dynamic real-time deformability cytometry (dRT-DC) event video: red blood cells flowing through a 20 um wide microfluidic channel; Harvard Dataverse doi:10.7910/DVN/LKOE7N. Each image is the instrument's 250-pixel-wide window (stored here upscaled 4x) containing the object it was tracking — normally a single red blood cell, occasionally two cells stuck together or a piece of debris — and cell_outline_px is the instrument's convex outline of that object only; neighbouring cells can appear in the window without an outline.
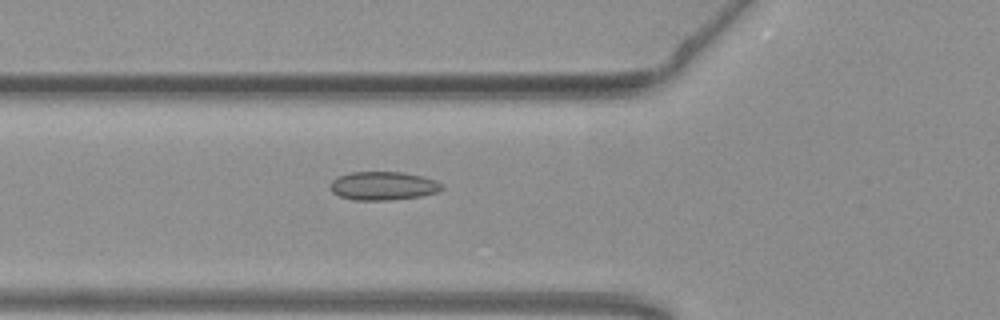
{"species": "common noctule bat (a hibernating species)", "species_latin": "Nyctalus noctula", "temperature_condition": "warm", "stored_images_in_passage": 55, "camera_frame_rate_fps": 3000, "um_per_image_px": 0.085, "animal": {"sex": "female", "body_mass_g": 19.3, "forearm_length_mm": 54.1}, "frame": {"image": 1, "passage_image": 20, "time_ms": 6.333, "image_size_px": [1000, 320], "cell_outline_px": [[444, 188], [440, 192], [420, 196], [392, 200], [352, 200], [340, 196], [332, 192], [332, 180], [336, 176], [352, 172], [404, 172], [436, 180], [444, 184]], "centroid_in_image_um": [32.61, 15.8], "position_along_channel_um": 93.2, "area_um2": 18.67}}
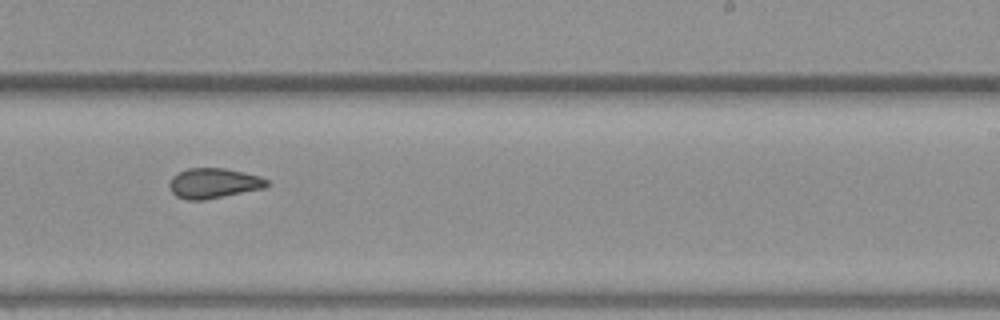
{"frame": {"image": 2, "passage_image": 34, "time_ms": 11.0, "image_size_px": [1000, 320], "cell_outline_px": [[268, 184], [264, 188], [204, 200], [188, 200], [176, 196], [168, 188], [168, 184], [172, 176], [188, 168], [224, 168], [244, 172], [260, 176], [268, 180]], "centroid_in_image_um": [18.13, 15.57], "position_along_channel_um": 270.9, "area_um2": 17.11}}
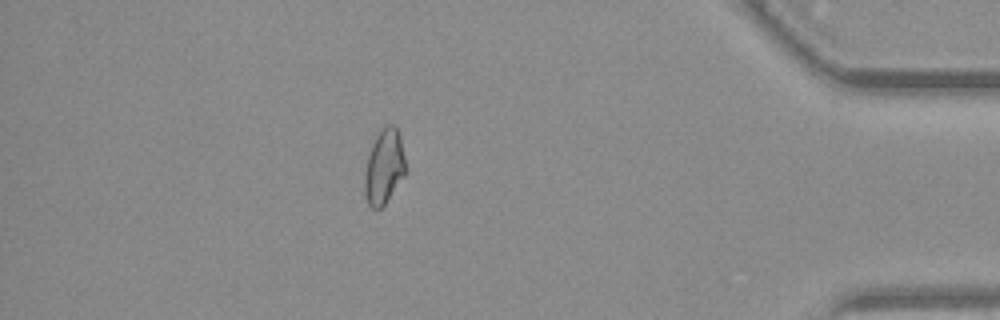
{"frame": {"image": 3, "passage_image": 48, "time_ms": 15.667, "image_size_px": [1000, 320], "cell_outline_px": [[404, 176], [384, 204], [380, 208], [372, 208], [368, 204], [364, 192], [364, 176], [368, 156], [372, 144], [380, 128], [388, 124], [392, 124], [396, 128], [400, 136], [404, 156]], "centroid_in_image_um": [32.63, 14.16], "position_along_channel_um": 402.6, "area_um2": 17.57}, "authors_computed_cell_mechanics": {"area_um2": 18.0336, "velocity_mm_per_s": 3.8, "shape_relaxation_time_tau1_ms": null, "shape_relaxation_time_tau2_ms": 3.1564, "deformation_change_tau1": null, "deformation_change_tau2": 0.0695}}